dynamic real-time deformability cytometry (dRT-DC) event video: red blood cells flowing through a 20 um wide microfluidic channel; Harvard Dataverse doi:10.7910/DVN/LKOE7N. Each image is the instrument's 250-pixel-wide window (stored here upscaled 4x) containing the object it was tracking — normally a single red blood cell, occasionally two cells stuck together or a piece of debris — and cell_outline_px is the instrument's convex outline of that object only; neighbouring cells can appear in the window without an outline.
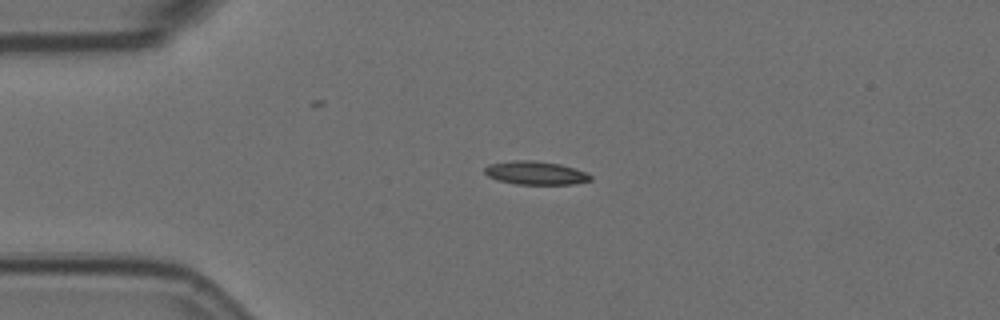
{"species": "Egyptian fruit bat (a non-hibernating species)", "species_latin": "Rousettus aegyptiacus", "temperature_condition": "room temperature", "stored_images_in_passage": 44, "camera_frame_rate_fps": 3000, "um_per_image_px": 0.085, "animal": {"sex": "female"}, "frame": {"image": 1, "passage_image": 1, "time_ms": 0.0, "image_size_px": [1000, 320], "cell_outline_px": [[592, 180], [576, 184], [516, 184], [496, 180], [488, 176], [484, 172], [484, 168], [488, 164], [516, 160], [536, 160], [560, 164], [588, 172], [592, 176]], "centroid_in_image_um": [45.54, 14.7], "position_along_channel_um": 39.5, "area_um2": 14.62}}
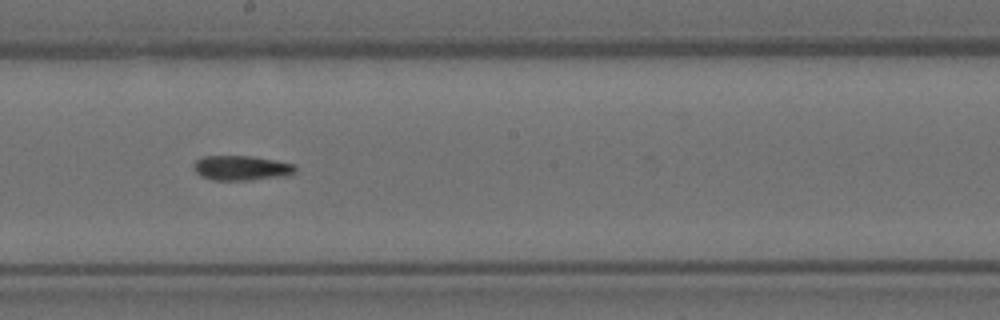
{"frame": {"image": 2, "passage_image": 19, "time_ms": 6.0, "image_size_px": [1000, 320], "cell_outline_px": [[296, 172], [284, 176], [252, 180], [212, 180], [200, 176], [192, 168], [192, 164], [196, 160], [204, 156], [252, 156], [296, 164]], "centroid_in_image_um": [20.5, 14.28], "position_along_channel_um": 227.7, "area_um2": 14.85}}
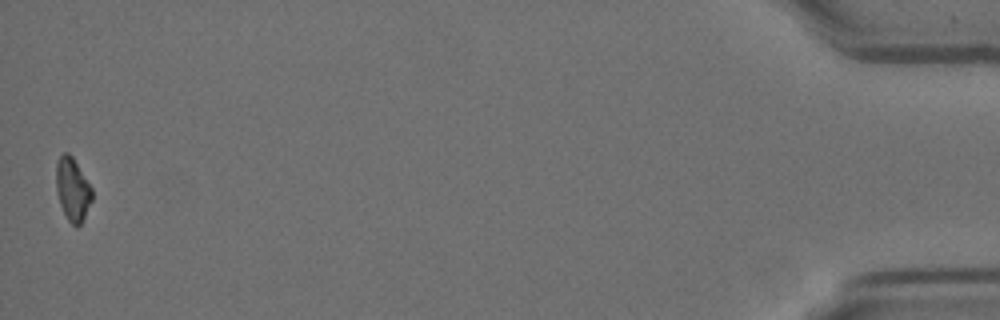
{"frame": {"image": 3, "passage_image": 44, "time_ms": 14.333, "image_size_px": [1000, 320], "cell_outline_px": [[92, 200], [80, 224], [76, 228], [68, 220], [60, 204], [56, 192], [56, 164], [60, 156], [64, 152], [68, 152], [72, 156], [92, 188]], "centroid_in_image_um": [6.16, 16.09], "position_along_channel_um": 429.0, "area_um2": 13.06}, "authors_computed_cell_mechanics": {"area_um2": 14.5945, "velocity_mm_per_s": 3.5777, "shape_relaxation_time_tau1_ms": 5.4149, "shape_relaxation_time_tau2_ms": null, "deformation_change_tau1": 0.153, "deformation_change_tau2": null}}